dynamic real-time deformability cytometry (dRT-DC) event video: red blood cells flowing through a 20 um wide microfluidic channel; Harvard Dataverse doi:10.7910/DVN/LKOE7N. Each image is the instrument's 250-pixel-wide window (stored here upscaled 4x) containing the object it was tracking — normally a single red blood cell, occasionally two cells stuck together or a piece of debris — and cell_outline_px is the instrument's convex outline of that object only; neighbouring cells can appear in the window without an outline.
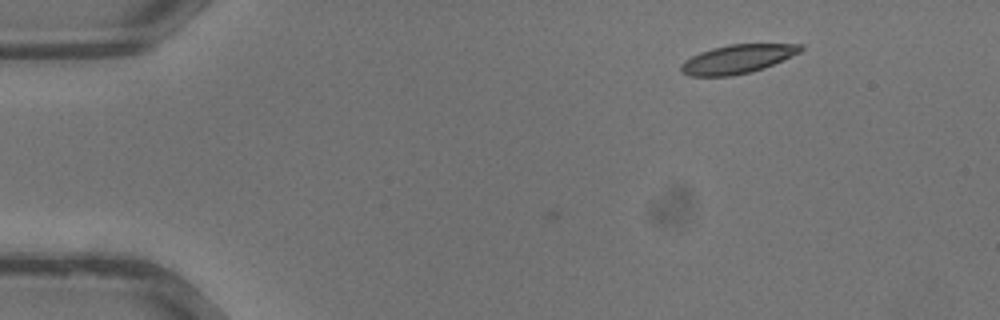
{"species": "common noctule bat (a hibernating species)", "species_latin": "Nyctalus noctula", "temperature_condition": "warm", "stored_images_in_passage": 5, "camera_frame_rate_fps": 3000, "um_per_image_px": 0.085, "animal": {"sex": "male", "body_mass_g": 13.3}, "frame": {"image": 1, "passage_image": 5, "time_ms": 1.333, "image_size_px": [1000, 320], "cell_outline_px": [[804, 48], [800, 52], [764, 68], [752, 72], [732, 76], [688, 76], [680, 72], [680, 64], [684, 60], [700, 52], [712, 48], [728, 44], [804, 44]], "centroid_in_image_um": [62.65, 5.02], "position_along_channel_um": 22.4, "area_um2": 20.17}}